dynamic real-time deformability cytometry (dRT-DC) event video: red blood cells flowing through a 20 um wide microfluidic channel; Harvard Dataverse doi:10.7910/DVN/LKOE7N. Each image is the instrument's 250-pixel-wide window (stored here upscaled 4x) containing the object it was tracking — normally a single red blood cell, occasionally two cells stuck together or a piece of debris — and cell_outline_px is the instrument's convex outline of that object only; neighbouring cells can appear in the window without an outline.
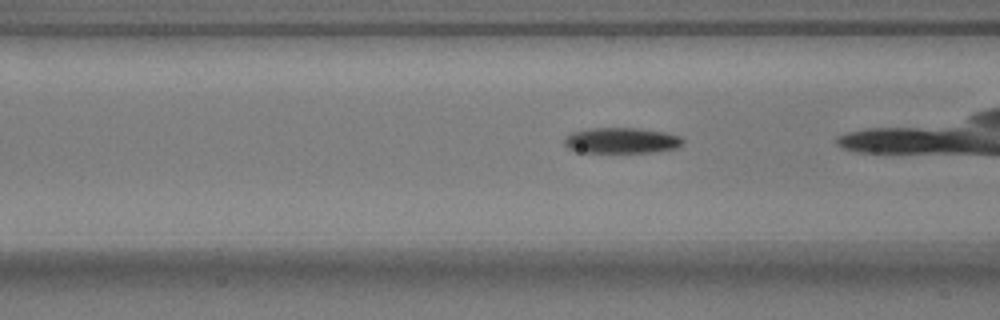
{"species": "common noctule bat (a hibernating species)", "species_latin": "Nyctalus noctula", "temperature_condition": "warm", "stored_images_in_passage": 42, "camera_frame_rate_fps": 3000, "um_per_image_px": 0.085, "animal": {"sex": "male", "body_mass_g": 17.9}, "frame": {"image": 1, "passage_image": 19, "time_ms": 6.0, "image_size_px": [1000, 320], "cell_outline_px": [[684, 140], [676, 148], [648, 152], [576, 152], [568, 148], [564, 144], [564, 136], [572, 132], [592, 128], [640, 128], [668, 132], [680, 136]], "centroid_in_image_um": [52.79, 11.93], "position_along_channel_um": 113.8, "area_um2": 17.8}}
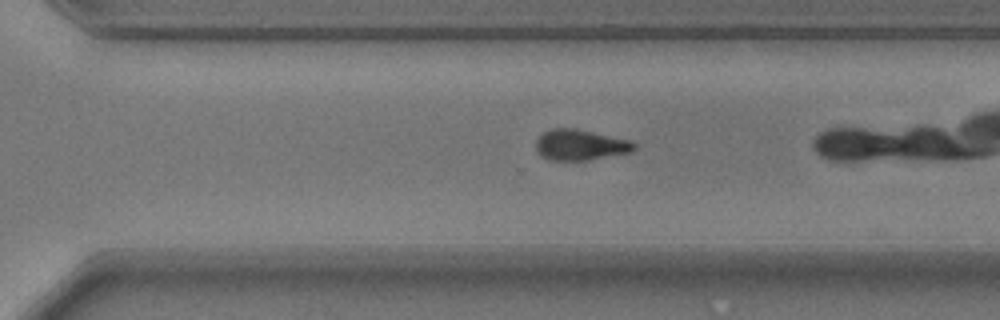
{"frame": {"image": 2, "passage_image": 36, "time_ms": 11.667, "image_size_px": [1000, 320], "cell_outline_px": [[636, 148], [632, 152], [588, 160], [548, 160], [540, 156], [536, 152], [536, 140], [544, 132], [552, 128], [576, 128], [632, 140], [636, 144]], "centroid_in_image_um": [49.33, 12.32], "position_along_channel_um": 321.3, "area_um2": 17.86}, "authors_computed_cell_mechanics": {"area_um2": 18.7272, "velocity_mm_per_s": 3.666, "shape_relaxation_time_tau1_ms": 4.1762, "shape_relaxation_time_tau2_ms": 5.7709, "deformation_change_tau1": 0.1697, "deformation_change_tau2": 0.1348}}